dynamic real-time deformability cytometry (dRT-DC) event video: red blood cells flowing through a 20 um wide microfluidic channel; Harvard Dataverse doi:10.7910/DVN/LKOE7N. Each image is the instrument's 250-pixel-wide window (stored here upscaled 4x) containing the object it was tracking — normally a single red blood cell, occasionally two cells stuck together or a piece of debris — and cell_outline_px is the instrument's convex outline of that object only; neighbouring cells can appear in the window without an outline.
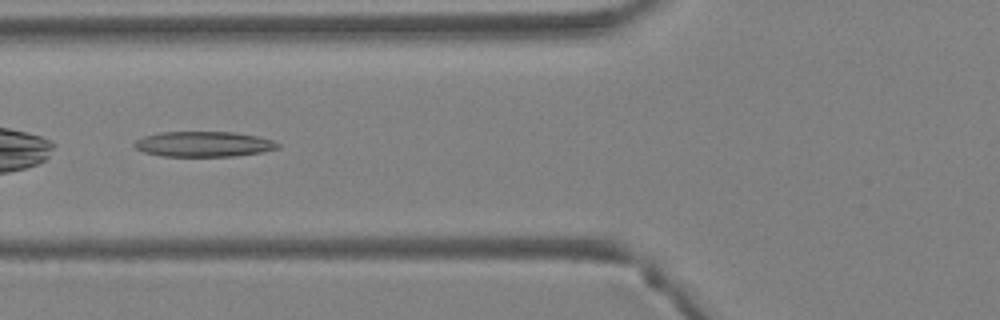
{"species": "Egyptian fruit bat (a non-hibernating species)", "species_latin": "Rousettus aegyptiacus", "temperature_condition": "warm", "stored_images_in_passage": 2, "camera_frame_rate_fps": 3000, "um_per_image_px": 0.085, "animal": {"sex": "female"}, "frame": {"image": 1, "passage_image": 2, "time_ms": 0.333, "image_size_px": [1000, 320], "cell_outline_px": [[280, 148], [260, 152], [232, 156], [160, 156], [144, 152], [136, 148], [132, 144], [136, 140], [144, 136], [160, 132], [236, 132], [256, 136], [272, 140], [280, 144]], "centroid_in_image_um": [17.29, 12.24], "position_along_channel_um": 108.5, "area_um2": 21.1}}